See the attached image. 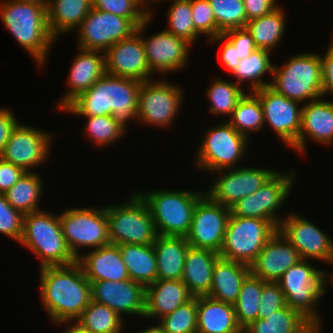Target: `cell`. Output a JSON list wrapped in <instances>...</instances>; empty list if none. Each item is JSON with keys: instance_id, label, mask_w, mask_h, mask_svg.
I'll use <instances>...</instances> for the list:
<instances>
[{"instance_id": "cell-1", "label": "cell", "mask_w": 333, "mask_h": 333, "mask_svg": "<svg viewBox=\"0 0 333 333\" xmlns=\"http://www.w3.org/2000/svg\"><path fill=\"white\" fill-rule=\"evenodd\" d=\"M40 296L48 317L56 325L76 321L91 301V283L76 261L67 266L40 268Z\"/></svg>"}, {"instance_id": "cell-2", "label": "cell", "mask_w": 333, "mask_h": 333, "mask_svg": "<svg viewBox=\"0 0 333 333\" xmlns=\"http://www.w3.org/2000/svg\"><path fill=\"white\" fill-rule=\"evenodd\" d=\"M142 81L105 73L62 112L77 116L112 115L127 132L137 122L139 88Z\"/></svg>"}, {"instance_id": "cell-3", "label": "cell", "mask_w": 333, "mask_h": 333, "mask_svg": "<svg viewBox=\"0 0 333 333\" xmlns=\"http://www.w3.org/2000/svg\"><path fill=\"white\" fill-rule=\"evenodd\" d=\"M0 18L35 64L44 67L56 42L48 27L47 7L34 2L0 0Z\"/></svg>"}, {"instance_id": "cell-4", "label": "cell", "mask_w": 333, "mask_h": 333, "mask_svg": "<svg viewBox=\"0 0 333 333\" xmlns=\"http://www.w3.org/2000/svg\"><path fill=\"white\" fill-rule=\"evenodd\" d=\"M19 243L39 257L40 268L67 266L77 261L65 242L59 214L43 209L24 214Z\"/></svg>"}, {"instance_id": "cell-5", "label": "cell", "mask_w": 333, "mask_h": 333, "mask_svg": "<svg viewBox=\"0 0 333 333\" xmlns=\"http://www.w3.org/2000/svg\"><path fill=\"white\" fill-rule=\"evenodd\" d=\"M136 192L147 203L158 235L184 236L190 231L194 209L203 191L152 189Z\"/></svg>"}, {"instance_id": "cell-6", "label": "cell", "mask_w": 333, "mask_h": 333, "mask_svg": "<svg viewBox=\"0 0 333 333\" xmlns=\"http://www.w3.org/2000/svg\"><path fill=\"white\" fill-rule=\"evenodd\" d=\"M270 87L301 104L322 97V61L319 53L292 55L278 67L274 64Z\"/></svg>"}, {"instance_id": "cell-7", "label": "cell", "mask_w": 333, "mask_h": 333, "mask_svg": "<svg viewBox=\"0 0 333 333\" xmlns=\"http://www.w3.org/2000/svg\"><path fill=\"white\" fill-rule=\"evenodd\" d=\"M323 271L309 260L302 259L277 281L284 293L286 305L300 312L320 332L323 321L317 305L327 291Z\"/></svg>"}, {"instance_id": "cell-8", "label": "cell", "mask_w": 333, "mask_h": 333, "mask_svg": "<svg viewBox=\"0 0 333 333\" xmlns=\"http://www.w3.org/2000/svg\"><path fill=\"white\" fill-rule=\"evenodd\" d=\"M110 244L153 245L158 234L147 203L134 192L122 203L106 206Z\"/></svg>"}, {"instance_id": "cell-9", "label": "cell", "mask_w": 333, "mask_h": 333, "mask_svg": "<svg viewBox=\"0 0 333 333\" xmlns=\"http://www.w3.org/2000/svg\"><path fill=\"white\" fill-rule=\"evenodd\" d=\"M222 122L204 131L195 154L196 167L208 173L239 167L238 162L240 164L248 152L250 140L237 132L227 120Z\"/></svg>"}, {"instance_id": "cell-10", "label": "cell", "mask_w": 333, "mask_h": 333, "mask_svg": "<svg viewBox=\"0 0 333 333\" xmlns=\"http://www.w3.org/2000/svg\"><path fill=\"white\" fill-rule=\"evenodd\" d=\"M277 231L278 227L270 220L230 215L219 255L250 266Z\"/></svg>"}, {"instance_id": "cell-11", "label": "cell", "mask_w": 333, "mask_h": 333, "mask_svg": "<svg viewBox=\"0 0 333 333\" xmlns=\"http://www.w3.org/2000/svg\"><path fill=\"white\" fill-rule=\"evenodd\" d=\"M65 242L78 259L79 249H97L110 244L106 206L102 208L72 207L59 214Z\"/></svg>"}, {"instance_id": "cell-12", "label": "cell", "mask_w": 333, "mask_h": 333, "mask_svg": "<svg viewBox=\"0 0 333 333\" xmlns=\"http://www.w3.org/2000/svg\"><path fill=\"white\" fill-rule=\"evenodd\" d=\"M278 170L265 185L243 199L236 201L230 208V214L245 218H259L272 221L277 227L284 218L279 209L288 199L297 177L296 171ZM277 211V212H276ZM279 212V213H278ZM280 216V218H279ZM282 218V219H281Z\"/></svg>"}, {"instance_id": "cell-13", "label": "cell", "mask_w": 333, "mask_h": 333, "mask_svg": "<svg viewBox=\"0 0 333 333\" xmlns=\"http://www.w3.org/2000/svg\"><path fill=\"white\" fill-rule=\"evenodd\" d=\"M183 93L181 86L162 78L142 82L139 88L138 123L160 128L173 125L182 108Z\"/></svg>"}, {"instance_id": "cell-14", "label": "cell", "mask_w": 333, "mask_h": 333, "mask_svg": "<svg viewBox=\"0 0 333 333\" xmlns=\"http://www.w3.org/2000/svg\"><path fill=\"white\" fill-rule=\"evenodd\" d=\"M153 10L150 17L140 24L136 33L141 37L146 53L148 66L153 74H170L183 70L188 65L191 45L181 37H177L165 30L152 34L148 38L142 33L153 20ZM166 72V73H165Z\"/></svg>"}, {"instance_id": "cell-15", "label": "cell", "mask_w": 333, "mask_h": 333, "mask_svg": "<svg viewBox=\"0 0 333 333\" xmlns=\"http://www.w3.org/2000/svg\"><path fill=\"white\" fill-rule=\"evenodd\" d=\"M278 170L262 167L239 166L211 173L216 179L205 194L214 202L230 207L236 201L254 194L269 181ZM218 173V175L216 174Z\"/></svg>"}, {"instance_id": "cell-16", "label": "cell", "mask_w": 333, "mask_h": 333, "mask_svg": "<svg viewBox=\"0 0 333 333\" xmlns=\"http://www.w3.org/2000/svg\"><path fill=\"white\" fill-rule=\"evenodd\" d=\"M34 127L20 122L13 130L0 158L25 172H32L31 169L34 171L36 166L47 163L55 136Z\"/></svg>"}, {"instance_id": "cell-17", "label": "cell", "mask_w": 333, "mask_h": 333, "mask_svg": "<svg viewBox=\"0 0 333 333\" xmlns=\"http://www.w3.org/2000/svg\"><path fill=\"white\" fill-rule=\"evenodd\" d=\"M137 26L128 18L92 8L77 28L78 47L105 52L115 43L131 37Z\"/></svg>"}, {"instance_id": "cell-18", "label": "cell", "mask_w": 333, "mask_h": 333, "mask_svg": "<svg viewBox=\"0 0 333 333\" xmlns=\"http://www.w3.org/2000/svg\"><path fill=\"white\" fill-rule=\"evenodd\" d=\"M253 93L261 102L264 126L270 125L284 144L294 148L301 131L303 105L276 92L270 86L255 90Z\"/></svg>"}, {"instance_id": "cell-19", "label": "cell", "mask_w": 333, "mask_h": 333, "mask_svg": "<svg viewBox=\"0 0 333 333\" xmlns=\"http://www.w3.org/2000/svg\"><path fill=\"white\" fill-rule=\"evenodd\" d=\"M230 215L229 207L204 194L194 209L191 228L186 236L188 244L220 253Z\"/></svg>"}, {"instance_id": "cell-20", "label": "cell", "mask_w": 333, "mask_h": 333, "mask_svg": "<svg viewBox=\"0 0 333 333\" xmlns=\"http://www.w3.org/2000/svg\"><path fill=\"white\" fill-rule=\"evenodd\" d=\"M288 214V215H287ZM285 213L278 231L298 251L303 260L328 261L333 239L312 221L295 212Z\"/></svg>"}, {"instance_id": "cell-21", "label": "cell", "mask_w": 333, "mask_h": 333, "mask_svg": "<svg viewBox=\"0 0 333 333\" xmlns=\"http://www.w3.org/2000/svg\"><path fill=\"white\" fill-rule=\"evenodd\" d=\"M91 300L104 304L119 316L144 317L146 287L132 279L121 281H90Z\"/></svg>"}, {"instance_id": "cell-22", "label": "cell", "mask_w": 333, "mask_h": 333, "mask_svg": "<svg viewBox=\"0 0 333 333\" xmlns=\"http://www.w3.org/2000/svg\"><path fill=\"white\" fill-rule=\"evenodd\" d=\"M104 53L106 73L142 82L153 79L143 42L136 32L131 37L115 43Z\"/></svg>"}, {"instance_id": "cell-23", "label": "cell", "mask_w": 333, "mask_h": 333, "mask_svg": "<svg viewBox=\"0 0 333 333\" xmlns=\"http://www.w3.org/2000/svg\"><path fill=\"white\" fill-rule=\"evenodd\" d=\"M67 77L68 91L57 102L59 111L65 110L76 98L88 90L106 73L105 53L78 47Z\"/></svg>"}, {"instance_id": "cell-24", "label": "cell", "mask_w": 333, "mask_h": 333, "mask_svg": "<svg viewBox=\"0 0 333 333\" xmlns=\"http://www.w3.org/2000/svg\"><path fill=\"white\" fill-rule=\"evenodd\" d=\"M300 260L298 251L277 231L250 264V273L265 282H277Z\"/></svg>"}, {"instance_id": "cell-25", "label": "cell", "mask_w": 333, "mask_h": 333, "mask_svg": "<svg viewBox=\"0 0 333 333\" xmlns=\"http://www.w3.org/2000/svg\"><path fill=\"white\" fill-rule=\"evenodd\" d=\"M302 108L301 131L293 149L306 154L307 139L322 146L333 144V100L320 97L303 104Z\"/></svg>"}, {"instance_id": "cell-26", "label": "cell", "mask_w": 333, "mask_h": 333, "mask_svg": "<svg viewBox=\"0 0 333 333\" xmlns=\"http://www.w3.org/2000/svg\"><path fill=\"white\" fill-rule=\"evenodd\" d=\"M85 277L89 281H121L127 280L129 274L123 262L118 245L108 244L91 249L77 259Z\"/></svg>"}, {"instance_id": "cell-27", "label": "cell", "mask_w": 333, "mask_h": 333, "mask_svg": "<svg viewBox=\"0 0 333 333\" xmlns=\"http://www.w3.org/2000/svg\"><path fill=\"white\" fill-rule=\"evenodd\" d=\"M193 298L182 280L156 279L146 287L144 317L160 319Z\"/></svg>"}, {"instance_id": "cell-28", "label": "cell", "mask_w": 333, "mask_h": 333, "mask_svg": "<svg viewBox=\"0 0 333 333\" xmlns=\"http://www.w3.org/2000/svg\"><path fill=\"white\" fill-rule=\"evenodd\" d=\"M219 258L215 251L189 246L181 280L193 297L210 293L214 266Z\"/></svg>"}, {"instance_id": "cell-29", "label": "cell", "mask_w": 333, "mask_h": 333, "mask_svg": "<svg viewBox=\"0 0 333 333\" xmlns=\"http://www.w3.org/2000/svg\"><path fill=\"white\" fill-rule=\"evenodd\" d=\"M234 306L209 296L197 297V333H239Z\"/></svg>"}, {"instance_id": "cell-30", "label": "cell", "mask_w": 333, "mask_h": 333, "mask_svg": "<svg viewBox=\"0 0 333 333\" xmlns=\"http://www.w3.org/2000/svg\"><path fill=\"white\" fill-rule=\"evenodd\" d=\"M157 263V279L181 280L189 244L184 236L158 235L153 243Z\"/></svg>"}, {"instance_id": "cell-31", "label": "cell", "mask_w": 333, "mask_h": 333, "mask_svg": "<svg viewBox=\"0 0 333 333\" xmlns=\"http://www.w3.org/2000/svg\"><path fill=\"white\" fill-rule=\"evenodd\" d=\"M249 273V265L220 257L215 263L211 290L207 296L233 305L239 297L242 282Z\"/></svg>"}, {"instance_id": "cell-32", "label": "cell", "mask_w": 333, "mask_h": 333, "mask_svg": "<svg viewBox=\"0 0 333 333\" xmlns=\"http://www.w3.org/2000/svg\"><path fill=\"white\" fill-rule=\"evenodd\" d=\"M92 8V0H50L47 19L55 40L76 30Z\"/></svg>"}, {"instance_id": "cell-33", "label": "cell", "mask_w": 333, "mask_h": 333, "mask_svg": "<svg viewBox=\"0 0 333 333\" xmlns=\"http://www.w3.org/2000/svg\"><path fill=\"white\" fill-rule=\"evenodd\" d=\"M246 333H320L300 312L289 306L257 319L244 328Z\"/></svg>"}, {"instance_id": "cell-34", "label": "cell", "mask_w": 333, "mask_h": 333, "mask_svg": "<svg viewBox=\"0 0 333 333\" xmlns=\"http://www.w3.org/2000/svg\"><path fill=\"white\" fill-rule=\"evenodd\" d=\"M129 278L145 287L157 279L156 254L153 245H118Z\"/></svg>"}, {"instance_id": "cell-35", "label": "cell", "mask_w": 333, "mask_h": 333, "mask_svg": "<svg viewBox=\"0 0 333 333\" xmlns=\"http://www.w3.org/2000/svg\"><path fill=\"white\" fill-rule=\"evenodd\" d=\"M281 6L272 13L249 20L245 26L252 35L255 46L272 52L284 36L286 29V12Z\"/></svg>"}, {"instance_id": "cell-36", "label": "cell", "mask_w": 333, "mask_h": 333, "mask_svg": "<svg viewBox=\"0 0 333 333\" xmlns=\"http://www.w3.org/2000/svg\"><path fill=\"white\" fill-rule=\"evenodd\" d=\"M270 54H272L270 51L256 49L248 57L240 60L238 66L231 73L236 78L235 83L241 86L242 83L249 82V92L270 86L271 81L267 82L263 78L267 72L270 76L273 73L274 63L271 61Z\"/></svg>"}, {"instance_id": "cell-37", "label": "cell", "mask_w": 333, "mask_h": 333, "mask_svg": "<svg viewBox=\"0 0 333 333\" xmlns=\"http://www.w3.org/2000/svg\"><path fill=\"white\" fill-rule=\"evenodd\" d=\"M37 172H25L24 175L4 195L8 203L23 214L36 212L40 209L43 179Z\"/></svg>"}, {"instance_id": "cell-38", "label": "cell", "mask_w": 333, "mask_h": 333, "mask_svg": "<svg viewBox=\"0 0 333 333\" xmlns=\"http://www.w3.org/2000/svg\"><path fill=\"white\" fill-rule=\"evenodd\" d=\"M227 122L237 132L250 139L252 132L256 133L264 128L263 108L259 98L253 92H246Z\"/></svg>"}, {"instance_id": "cell-39", "label": "cell", "mask_w": 333, "mask_h": 333, "mask_svg": "<svg viewBox=\"0 0 333 333\" xmlns=\"http://www.w3.org/2000/svg\"><path fill=\"white\" fill-rule=\"evenodd\" d=\"M264 283V280L251 273L242 282L239 297L233 304L237 324L242 329L258 319V305Z\"/></svg>"}, {"instance_id": "cell-40", "label": "cell", "mask_w": 333, "mask_h": 333, "mask_svg": "<svg viewBox=\"0 0 333 333\" xmlns=\"http://www.w3.org/2000/svg\"><path fill=\"white\" fill-rule=\"evenodd\" d=\"M205 92L210 101L209 112L230 118L238 101L248 91L235 82L215 78Z\"/></svg>"}, {"instance_id": "cell-41", "label": "cell", "mask_w": 333, "mask_h": 333, "mask_svg": "<svg viewBox=\"0 0 333 333\" xmlns=\"http://www.w3.org/2000/svg\"><path fill=\"white\" fill-rule=\"evenodd\" d=\"M76 321L94 333H122L125 324L110 307L92 300Z\"/></svg>"}, {"instance_id": "cell-42", "label": "cell", "mask_w": 333, "mask_h": 333, "mask_svg": "<svg viewBox=\"0 0 333 333\" xmlns=\"http://www.w3.org/2000/svg\"><path fill=\"white\" fill-rule=\"evenodd\" d=\"M160 1L165 0H154L150 3V6H153ZM170 1H172L173 4L169 6L166 17L168 19V25L164 30L177 37H181L191 45H194V43H196L195 41L201 37V34L195 29L192 20L191 0Z\"/></svg>"}, {"instance_id": "cell-43", "label": "cell", "mask_w": 333, "mask_h": 333, "mask_svg": "<svg viewBox=\"0 0 333 333\" xmlns=\"http://www.w3.org/2000/svg\"><path fill=\"white\" fill-rule=\"evenodd\" d=\"M86 119L85 138L97 146L114 144L126 131L116 122L112 115L80 116Z\"/></svg>"}, {"instance_id": "cell-44", "label": "cell", "mask_w": 333, "mask_h": 333, "mask_svg": "<svg viewBox=\"0 0 333 333\" xmlns=\"http://www.w3.org/2000/svg\"><path fill=\"white\" fill-rule=\"evenodd\" d=\"M218 26V36L231 29L245 28L247 16L243 0H208Z\"/></svg>"}, {"instance_id": "cell-45", "label": "cell", "mask_w": 333, "mask_h": 333, "mask_svg": "<svg viewBox=\"0 0 333 333\" xmlns=\"http://www.w3.org/2000/svg\"><path fill=\"white\" fill-rule=\"evenodd\" d=\"M148 0H92V7L130 19L137 27L150 17Z\"/></svg>"}, {"instance_id": "cell-46", "label": "cell", "mask_w": 333, "mask_h": 333, "mask_svg": "<svg viewBox=\"0 0 333 333\" xmlns=\"http://www.w3.org/2000/svg\"><path fill=\"white\" fill-rule=\"evenodd\" d=\"M158 322L166 333H197V297H193Z\"/></svg>"}, {"instance_id": "cell-47", "label": "cell", "mask_w": 333, "mask_h": 333, "mask_svg": "<svg viewBox=\"0 0 333 333\" xmlns=\"http://www.w3.org/2000/svg\"><path fill=\"white\" fill-rule=\"evenodd\" d=\"M24 214L14 209L0 194V233L19 243L23 232Z\"/></svg>"}, {"instance_id": "cell-48", "label": "cell", "mask_w": 333, "mask_h": 333, "mask_svg": "<svg viewBox=\"0 0 333 333\" xmlns=\"http://www.w3.org/2000/svg\"><path fill=\"white\" fill-rule=\"evenodd\" d=\"M192 20L195 29L208 36V40L218 36V26L208 0H191Z\"/></svg>"}, {"instance_id": "cell-49", "label": "cell", "mask_w": 333, "mask_h": 333, "mask_svg": "<svg viewBox=\"0 0 333 333\" xmlns=\"http://www.w3.org/2000/svg\"><path fill=\"white\" fill-rule=\"evenodd\" d=\"M258 306V319H265L286 306L284 293L277 282L264 283Z\"/></svg>"}, {"instance_id": "cell-50", "label": "cell", "mask_w": 333, "mask_h": 333, "mask_svg": "<svg viewBox=\"0 0 333 333\" xmlns=\"http://www.w3.org/2000/svg\"><path fill=\"white\" fill-rule=\"evenodd\" d=\"M223 35L237 49L239 60L248 57L253 51L258 49L255 46L252 35L246 30V28L231 29L225 31Z\"/></svg>"}, {"instance_id": "cell-51", "label": "cell", "mask_w": 333, "mask_h": 333, "mask_svg": "<svg viewBox=\"0 0 333 333\" xmlns=\"http://www.w3.org/2000/svg\"><path fill=\"white\" fill-rule=\"evenodd\" d=\"M210 41L213 43L217 42V44L222 43V50L220 54V58L222 61L223 66L227 69V73H232L233 70L238 66L240 63L237 49L235 46L222 34L215 38H211Z\"/></svg>"}, {"instance_id": "cell-52", "label": "cell", "mask_w": 333, "mask_h": 333, "mask_svg": "<svg viewBox=\"0 0 333 333\" xmlns=\"http://www.w3.org/2000/svg\"><path fill=\"white\" fill-rule=\"evenodd\" d=\"M24 173L22 168L0 158V194H5Z\"/></svg>"}, {"instance_id": "cell-53", "label": "cell", "mask_w": 333, "mask_h": 333, "mask_svg": "<svg viewBox=\"0 0 333 333\" xmlns=\"http://www.w3.org/2000/svg\"><path fill=\"white\" fill-rule=\"evenodd\" d=\"M326 53L322 54V97L333 96V46L328 45ZM333 98V97H332Z\"/></svg>"}, {"instance_id": "cell-54", "label": "cell", "mask_w": 333, "mask_h": 333, "mask_svg": "<svg viewBox=\"0 0 333 333\" xmlns=\"http://www.w3.org/2000/svg\"><path fill=\"white\" fill-rule=\"evenodd\" d=\"M277 0H243L247 21L272 13L280 5Z\"/></svg>"}, {"instance_id": "cell-55", "label": "cell", "mask_w": 333, "mask_h": 333, "mask_svg": "<svg viewBox=\"0 0 333 333\" xmlns=\"http://www.w3.org/2000/svg\"><path fill=\"white\" fill-rule=\"evenodd\" d=\"M15 116L8 108L0 107V154L11 137L13 130L20 122Z\"/></svg>"}, {"instance_id": "cell-56", "label": "cell", "mask_w": 333, "mask_h": 333, "mask_svg": "<svg viewBox=\"0 0 333 333\" xmlns=\"http://www.w3.org/2000/svg\"><path fill=\"white\" fill-rule=\"evenodd\" d=\"M72 322V323H71ZM69 321L68 328L66 327L62 333H94L87 328L81 326L77 321Z\"/></svg>"}, {"instance_id": "cell-57", "label": "cell", "mask_w": 333, "mask_h": 333, "mask_svg": "<svg viewBox=\"0 0 333 333\" xmlns=\"http://www.w3.org/2000/svg\"><path fill=\"white\" fill-rule=\"evenodd\" d=\"M326 263H328L329 265L333 264V249H332L329 259ZM323 274H324L326 288H327V286H331V284L333 285V270H332V273H330V274L327 271H323Z\"/></svg>"}, {"instance_id": "cell-58", "label": "cell", "mask_w": 333, "mask_h": 333, "mask_svg": "<svg viewBox=\"0 0 333 333\" xmlns=\"http://www.w3.org/2000/svg\"><path fill=\"white\" fill-rule=\"evenodd\" d=\"M137 333H166L163 329V327L157 323V325L149 326V328H144L142 330H139Z\"/></svg>"}, {"instance_id": "cell-59", "label": "cell", "mask_w": 333, "mask_h": 333, "mask_svg": "<svg viewBox=\"0 0 333 333\" xmlns=\"http://www.w3.org/2000/svg\"><path fill=\"white\" fill-rule=\"evenodd\" d=\"M17 1L34 2L47 7L50 0H17Z\"/></svg>"}, {"instance_id": "cell-60", "label": "cell", "mask_w": 333, "mask_h": 333, "mask_svg": "<svg viewBox=\"0 0 333 333\" xmlns=\"http://www.w3.org/2000/svg\"><path fill=\"white\" fill-rule=\"evenodd\" d=\"M329 44H330L331 46H333V32H332V37H331V40H330Z\"/></svg>"}, {"instance_id": "cell-61", "label": "cell", "mask_w": 333, "mask_h": 333, "mask_svg": "<svg viewBox=\"0 0 333 333\" xmlns=\"http://www.w3.org/2000/svg\"><path fill=\"white\" fill-rule=\"evenodd\" d=\"M239 333H246V332L244 331V329H242Z\"/></svg>"}]
</instances>
